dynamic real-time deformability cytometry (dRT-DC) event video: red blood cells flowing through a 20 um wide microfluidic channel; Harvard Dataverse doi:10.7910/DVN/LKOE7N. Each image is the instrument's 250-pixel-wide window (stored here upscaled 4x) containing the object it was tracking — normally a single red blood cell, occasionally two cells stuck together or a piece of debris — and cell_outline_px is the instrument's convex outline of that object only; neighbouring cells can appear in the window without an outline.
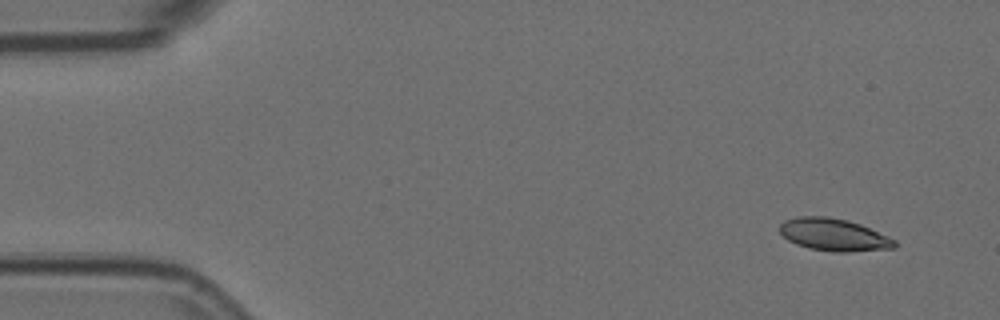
{"species": "Egyptian fruit bat (a non-hibernating species)", "species_latin": "Rousettus aegyptiacus", "temperature_condition": "room temperature", "stored_images_in_passage": 7, "camera_frame_rate_fps": 3000, "um_per_image_px": 0.085, "animal": {"sex": "female"}, "frame": {"image": 1, "passage_image": 1, "time_ms": 0.0, "image_size_px": [1000, 320], "cell_outline_px": [[896, 248], [848, 252], [832, 252], [808, 248], [796, 244], [788, 240], [780, 232], [780, 224], [784, 220], [796, 216], [828, 216], [848, 220], [860, 224], [896, 240]], "centroid_in_image_um": [70.86, 19.95], "position_along_channel_um": 14.1, "area_um2": 21.79}}
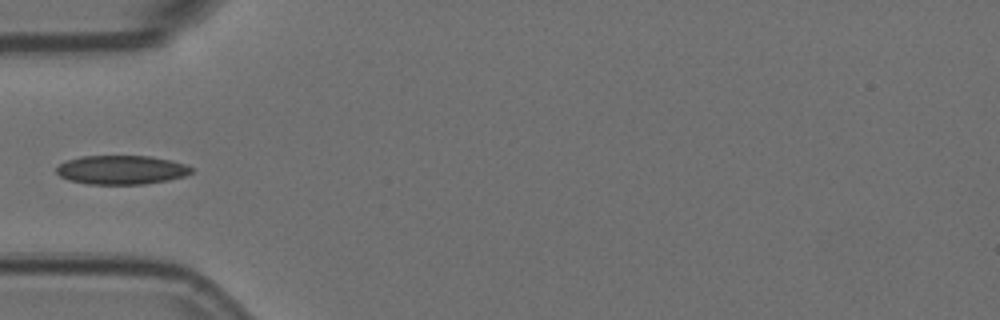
{"frame": {"image": 2, "passage_image": 5, "time_ms": 1.333, "image_size_px": [1000, 320], "cell_outline_px": [[196, 168], [192, 172], [184, 176], [168, 180], [144, 184], [88, 184], [68, 180], [60, 176], [56, 172], [56, 168], [60, 164], [68, 160], [80, 156], [152, 156], [172, 160]], "centroid_in_image_um": [10.34, 14.43], "position_along_channel_um": 74.7, "area_um2": 22.89}}
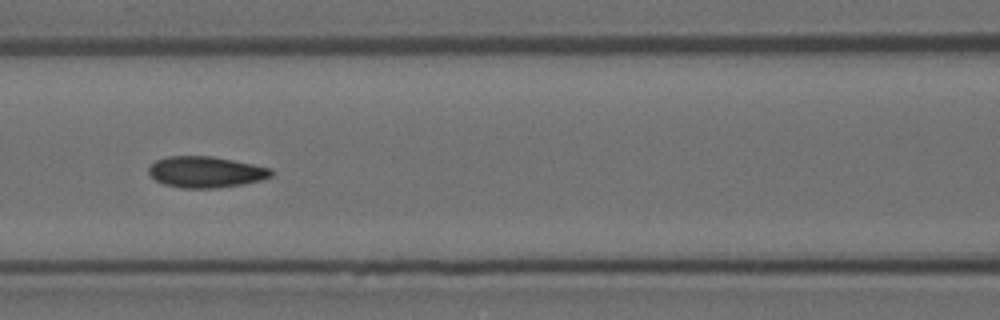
{"frame": {"image": 3, "passage_image": 7, "time_ms": 2.0, "image_size_px": [1000, 320], "cell_outline_px": [[272, 176], [264, 180], [244, 184], [220, 188], [180, 188], [164, 184], [156, 180], [148, 172], [148, 168], [156, 160], [168, 156], [212, 156], [272, 168]], "centroid_in_image_um": [17.52, 14.63], "position_along_channel_um": 149.1, "area_um2": 22.37}}